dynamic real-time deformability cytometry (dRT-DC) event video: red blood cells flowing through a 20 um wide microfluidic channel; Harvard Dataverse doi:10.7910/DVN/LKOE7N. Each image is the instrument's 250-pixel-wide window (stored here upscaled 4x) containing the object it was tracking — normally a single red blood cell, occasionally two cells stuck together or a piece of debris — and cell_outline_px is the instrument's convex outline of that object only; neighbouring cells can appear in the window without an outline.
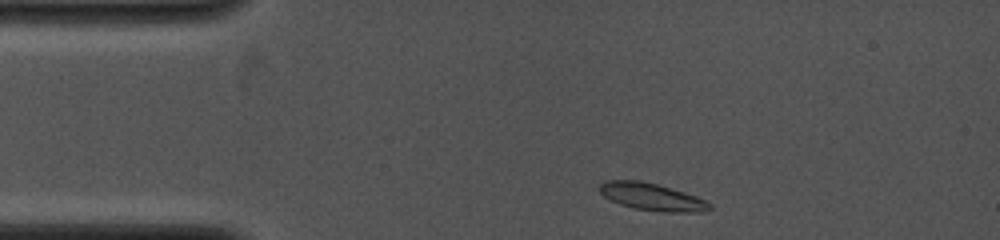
{"species": "common noctule bat (a hibernating species)", "species_latin": "Nyctalus noctula", "temperature_condition": "cold", "stored_images_in_passage": 43, "camera_frame_rate_fps": 4000, "um_per_image_px": 0.085, "animal": {"sex": "female", "body_mass_g": 19.0, "forearm_length_mm": 53.3}, "frame": {"image": 1, "passage_image": 2, "time_ms": 0.25, "image_size_px": [1000, 240], "cell_outline_px": [[712, 208], [704, 212], [664, 212], [636, 208], [620, 204], [604, 196], [600, 192], [600, 184], [604, 180], [640, 180], [656, 184], [684, 192], [696, 196], [712, 204]], "centroid_in_image_um": [55.43, 16.73], "position_along_channel_um": 29.6, "area_um2": 17.34}}
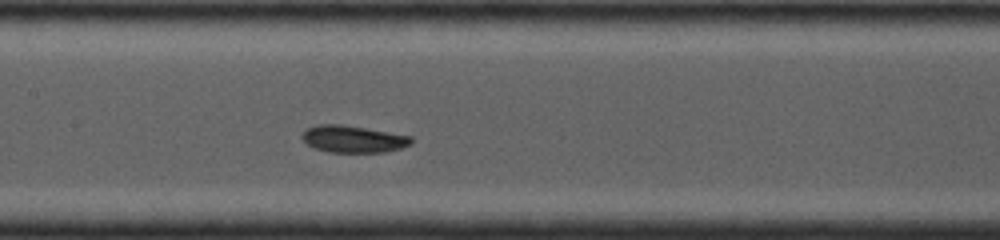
{"frame": {"image": 2, "passage_image": 22, "time_ms": 4.75, "image_size_px": [1000, 240], "cell_outline_px": [[412, 144], [400, 148], [384, 152], [328, 152], [316, 148], [308, 144], [300, 136], [308, 128], [316, 124], [344, 124], [412, 136]], "centroid_in_image_um": [30.03, 11.81], "position_along_channel_um": 177.4, "area_um2": 17.17}}
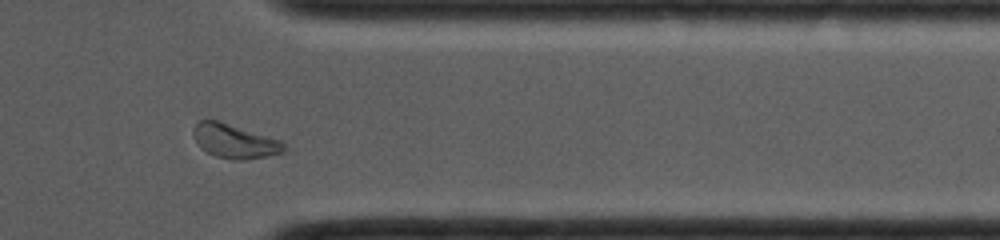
{"frame": {"image": 3, "passage_image": 38, "time_ms": 9.75, "image_size_px": [1000, 240], "cell_outline_px": [[284, 152], [244, 160], [232, 160], [216, 156], [200, 148], [192, 132], [192, 128], [200, 120], [216, 120], [280, 140], [284, 144]], "centroid_in_image_um": [19.9, 12.0], "position_along_channel_um": 391.5, "area_um2": 17.63}}